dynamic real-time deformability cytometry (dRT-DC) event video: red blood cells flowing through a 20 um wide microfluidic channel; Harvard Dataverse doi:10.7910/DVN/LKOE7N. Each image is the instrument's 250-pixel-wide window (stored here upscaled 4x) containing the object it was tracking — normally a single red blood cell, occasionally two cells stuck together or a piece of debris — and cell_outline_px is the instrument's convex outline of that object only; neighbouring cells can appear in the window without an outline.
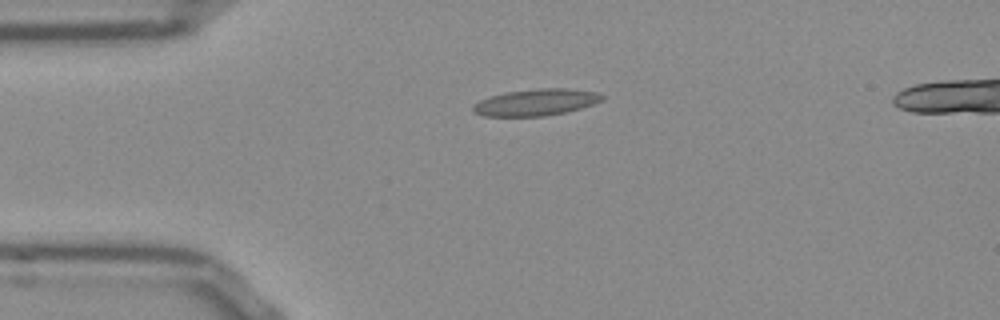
{"species": "Egyptian fruit bat (a non-hibernating species)", "species_latin": "Rousettus aegyptiacus", "temperature_condition": "room temperature", "stored_images_in_passage": 41, "camera_frame_rate_fps": 3000, "um_per_image_px": 0.085, "frame": {"image": 1, "passage_image": 1, "time_ms": 0.0, "image_size_px": [1000, 320], "cell_outline_px": [[604, 100], [580, 108], [564, 112], [544, 116], [484, 116], [472, 112], [472, 104], [488, 96], [504, 92], [536, 88], [564, 88], [596, 92], [604, 96]], "centroid_in_image_um": [45.5, 8.69], "position_along_channel_um": 39.5, "area_um2": 20.11}}
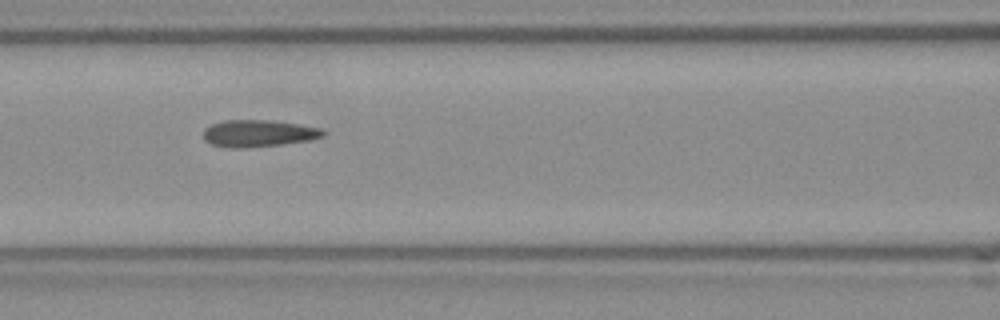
{"frame": {"image": 2, "passage_image": 11, "time_ms": 3.333, "image_size_px": [1000, 320], "cell_outline_px": [[328, 132], [324, 136], [308, 140], [280, 144], [240, 148], [228, 148], [212, 144], [204, 140], [204, 128], [212, 124], [224, 120], [272, 120], [320, 128]], "centroid_in_image_um": [21.95, 11.33], "position_along_channel_um": 144.6, "area_um2": 18.67}}
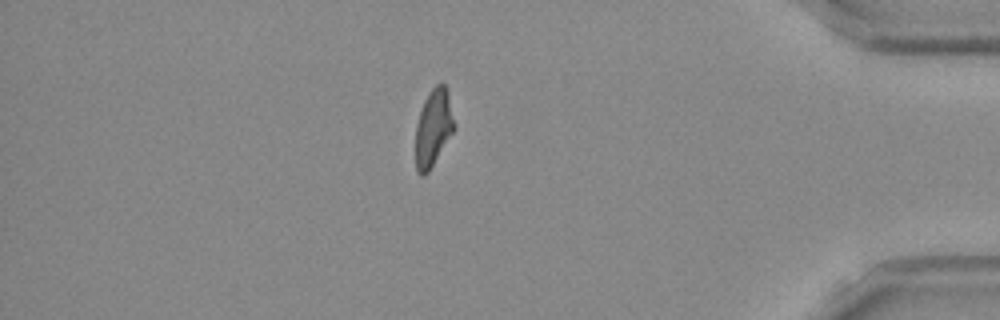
{"frame": {"image": 3, "passage_image": 34, "time_ms": 11.0, "image_size_px": [1000, 320], "cell_outline_px": [[456, 128], [428, 172], [424, 176], [420, 176], [416, 172], [416, 124], [424, 100], [428, 92], [436, 84], [444, 84], [448, 92]], "centroid_in_image_um": [36.84, 10.87], "position_along_channel_um": 398.4, "area_um2": 17.4}, "authors_computed_cell_mechanics": {"area_um2": 18.207, "velocity_mm_per_s": 3.8323, "shape_relaxation_time_tau1_ms": 10.2328, "shape_relaxation_time_tau2_ms": 0.8744, "deformation_change_tau1": 0.2288, "deformation_change_tau2": 0.0794}}